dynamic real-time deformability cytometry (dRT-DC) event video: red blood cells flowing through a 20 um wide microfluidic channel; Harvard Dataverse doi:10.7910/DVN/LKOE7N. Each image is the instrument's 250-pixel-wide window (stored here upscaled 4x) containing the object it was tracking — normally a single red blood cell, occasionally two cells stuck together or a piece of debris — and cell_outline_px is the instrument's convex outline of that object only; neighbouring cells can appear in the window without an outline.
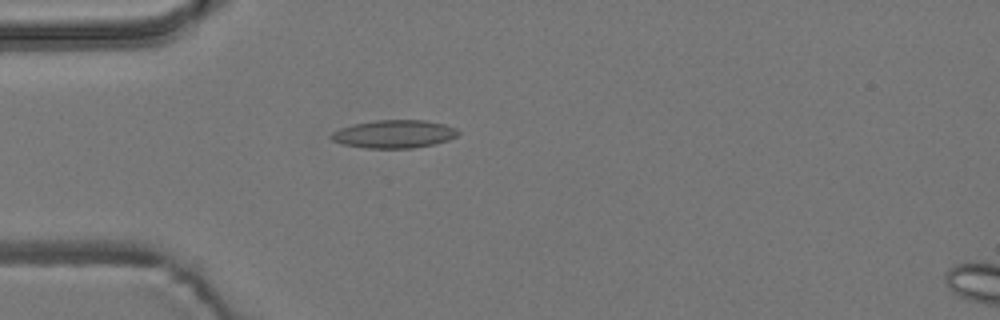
{"species": "common noctule bat (a hibernating species)", "species_latin": "Nyctalus noctula", "temperature_condition": "room temperature", "stored_images_in_passage": 3, "camera_frame_rate_fps": 3000, "um_per_image_px": 0.085, "animal": {"sex": "male", "body_mass_g": 19.2, "forearm_length_mm": 51.8}, "frame": {"image": 1, "passage_image": 1, "time_ms": 0.0, "image_size_px": [1000, 320], "cell_outline_px": [[460, 132], [456, 136], [448, 140], [436, 144], [412, 148], [364, 148], [340, 144], [332, 140], [328, 136], [332, 132], [340, 128], [352, 124], [376, 120], [424, 120], [444, 124], [456, 128]], "centroid_in_image_um": [33.47, 11.39], "position_along_channel_um": 51.5, "area_um2": 20.92}}
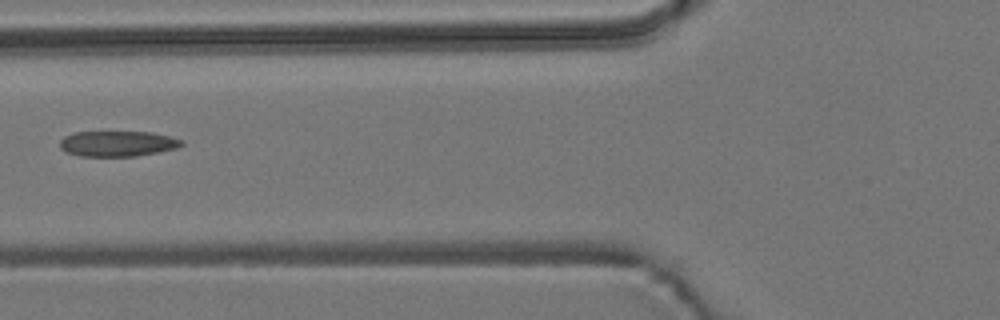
{"frame": {"image": 2, "passage_image": 3, "time_ms": 2.0, "image_size_px": [1000, 320], "cell_outline_px": [[184, 144], [176, 148], [160, 152], [136, 156], [80, 156], [68, 152], [60, 148], [60, 140], [64, 136], [76, 132], [152, 132], [184, 140]], "centroid_in_image_um": [10.02, 12.21], "position_along_channel_um": 115.8, "area_um2": 18.09}}